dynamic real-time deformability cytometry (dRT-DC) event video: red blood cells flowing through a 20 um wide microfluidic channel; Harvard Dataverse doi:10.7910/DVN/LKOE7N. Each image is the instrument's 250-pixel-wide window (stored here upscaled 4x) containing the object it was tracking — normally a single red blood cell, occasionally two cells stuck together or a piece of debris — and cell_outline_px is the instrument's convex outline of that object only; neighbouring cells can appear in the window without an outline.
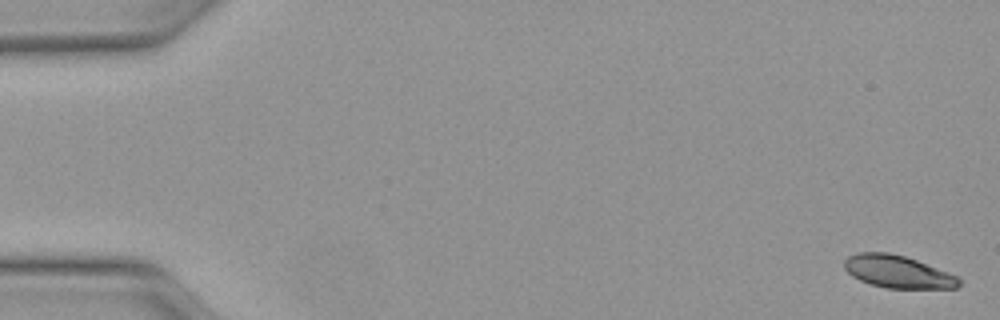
{"species": "Egyptian fruit bat (a non-hibernating species)", "species_latin": "Rousettus aegyptiacus", "temperature_condition": "warm", "stored_images_in_passage": 50, "camera_frame_rate_fps": 3000, "um_per_image_px": 0.085, "animal": {"sex": "female"}, "frame": {"image": 1, "passage_image": 1, "time_ms": 0.0, "image_size_px": [1000, 320], "cell_outline_px": [[960, 284], [956, 288], [888, 288], [872, 284], [860, 280], [852, 276], [844, 268], [844, 260], [848, 256], [856, 252], [888, 252], [904, 256], [916, 260], [948, 272], [956, 276], [960, 280]], "centroid_in_image_um": [76.28, 23.08], "position_along_channel_um": 8.7, "area_um2": 21.56}}
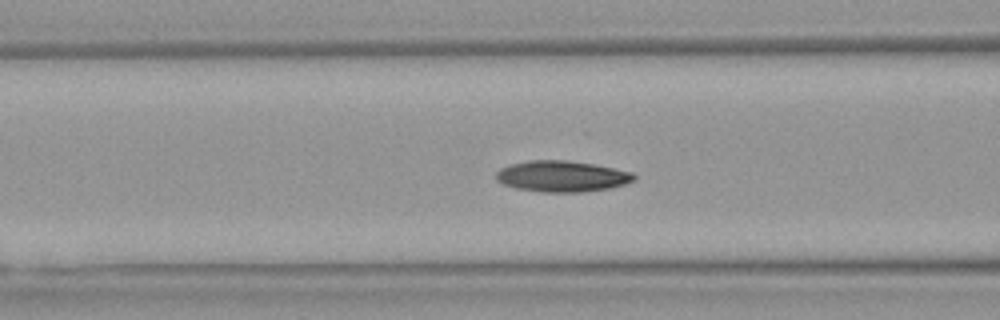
{"frame": {"image": 2, "passage_image": 20, "time_ms": 6.333, "image_size_px": [1000, 320], "cell_outline_px": [[636, 180], [612, 188], [584, 192], [544, 192], [516, 188], [504, 184], [496, 180], [496, 172], [500, 168], [512, 164], [528, 160], [564, 160], [592, 164], [632, 172], [636, 176]], "centroid_in_image_um": [47.77, 14.99], "position_along_channel_um": 118.8, "area_um2": 24.91}}
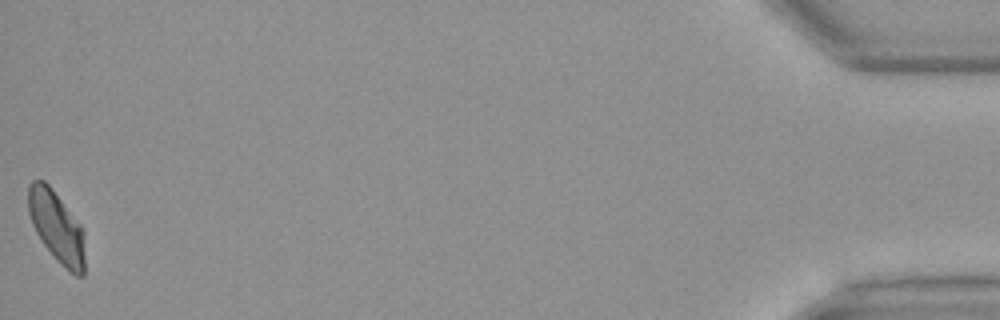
{"frame": {"image": 3, "passage_image": 50, "time_ms": 16.333, "image_size_px": [1000, 320], "cell_outline_px": [[84, 276], [76, 276], [60, 264], [56, 260], [44, 244], [36, 232], [32, 224], [28, 212], [28, 184], [32, 180], [44, 180], [52, 188], [80, 224], [84, 232]], "centroid_in_image_um": [4.81, 19.27], "position_along_channel_um": 430.4, "area_um2": 23.47}, "authors_computed_cell_mechanics": {"area_um2": 23.6691, "velocity_mm_per_s": 4.0922, "shape_relaxation_time_tau1_ms": 3.3221, "shape_relaxation_time_tau2_ms": 3.3435, "deformation_change_tau1": 0.1285, "deformation_change_tau2": 0.0778}}